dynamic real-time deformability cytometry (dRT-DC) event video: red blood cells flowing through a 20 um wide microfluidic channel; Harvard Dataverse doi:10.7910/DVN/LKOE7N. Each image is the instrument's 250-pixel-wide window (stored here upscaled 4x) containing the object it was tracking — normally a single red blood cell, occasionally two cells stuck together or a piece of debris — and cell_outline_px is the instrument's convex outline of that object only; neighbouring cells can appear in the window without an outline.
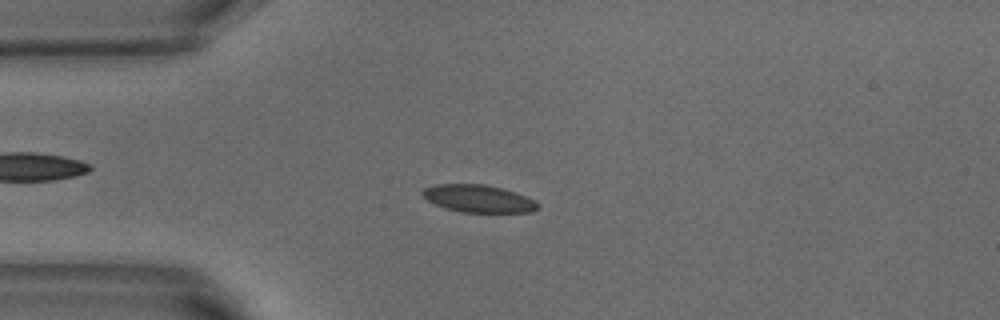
{"species": "common noctule bat (a hibernating species)", "species_latin": "Nyctalus noctula", "temperature_condition": "warm", "stored_images_in_passage": 51, "camera_frame_rate_fps": 3000, "um_per_image_px": 0.085, "animal": {"sex": "male", "body_mass_g": 18.8}, "frame": {"image": 1, "passage_image": 12, "time_ms": 3.667, "image_size_px": [1000, 320], "cell_outline_px": [[540, 208], [532, 212], [460, 212], [444, 208], [428, 200], [420, 192], [424, 188], [436, 184], [484, 184], [516, 192], [536, 200], [540, 204]], "centroid_in_image_um": [40.7, 16.88], "position_along_channel_um": 44.3, "area_um2": 18.55}}
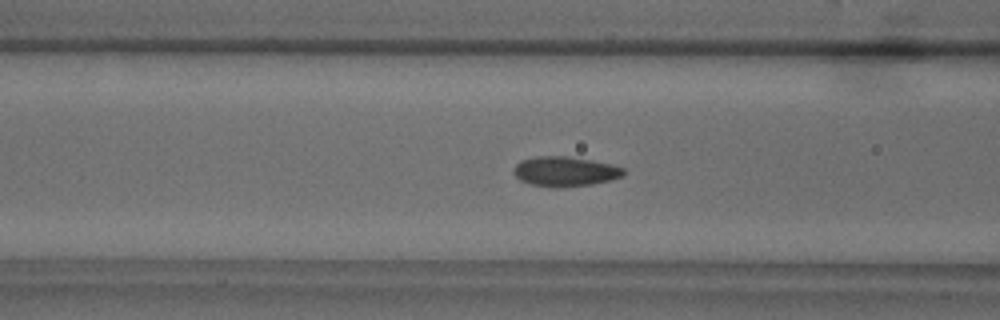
{"frame": {"image": 2, "passage_image": 19, "time_ms": 6.0, "image_size_px": [1000, 320], "cell_outline_px": [[624, 176], [612, 180], [592, 184], [560, 188], [556, 188], [532, 184], [520, 180], [512, 172], [516, 164], [520, 160], [536, 156], [568, 156], [592, 160], [612, 164], [624, 168]], "centroid_in_image_um": [48.04, 14.57], "position_along_channel_um": 118.6, "area_um2": 19.31}}
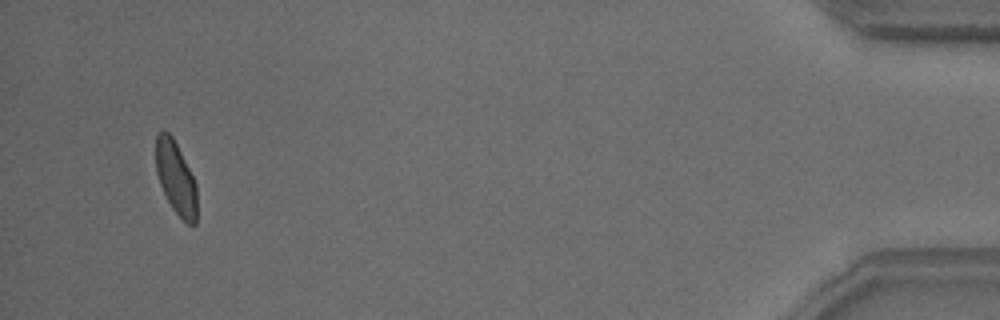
{"frame": {"image": 3, "passage_image": 49, "time_ms": 16.0, "image_size_px": [1000, 320], "cell_outline_px": [[196, 224], [188, 224], [172, 208], [160, 184], [156, 172], [156, 136], [164, 128], [172, 136], [196, 184]], "centroid_in_image_um": [14.93, 15.1], "position_along_channel_um": 420.3, "area_um2": 17.05}, "authors_computed_cell_mechanics": {"area_um2": 18.3226, "velocity_mm_per_s": 3.8202, "shape_relaxation_time_tau1_ms": 3.469, "shape_relaxation_time_tau2_ms": null, "deformation_change_tau1": 0.1175, "deformation_change_tau2": null}}